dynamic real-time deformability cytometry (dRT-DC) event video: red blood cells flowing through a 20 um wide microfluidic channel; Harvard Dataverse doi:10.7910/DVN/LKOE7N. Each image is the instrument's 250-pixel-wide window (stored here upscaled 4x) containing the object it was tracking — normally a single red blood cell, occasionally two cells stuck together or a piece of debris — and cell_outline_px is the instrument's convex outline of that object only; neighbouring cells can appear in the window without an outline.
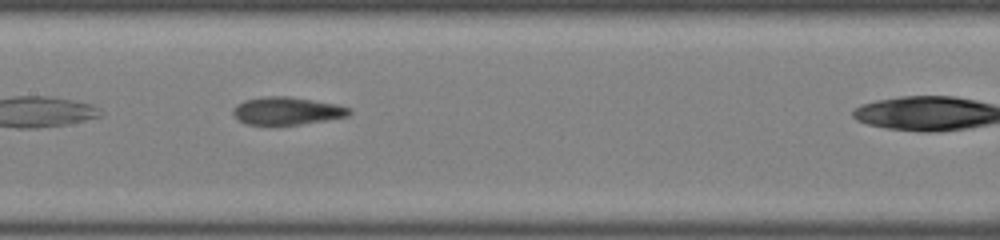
{"species": "common noctule bat (a hibernating species)", "species_latin": "Nyctalus noctula", "temperature_condition": "room temperature", "stored_images_in_passage": 16, "camera_frame_rate_fps": 3000, "um_per_image_px": 0.085, "animal": {"sex": "female", "body_mass_g": 22.0, "forearm_length_mm": 56.7}, "frame": {"image": 1, "passage_image": 12, "time_ms": 3.667, "image_size_px": [1000, 240], "cell_outline_px": [[352, 112], [348, 116], [300, 124], [244, 124], [236, 120], [232, 112], [236, 104], [244, 100], [264, 96], [288, 96], [336, 104], [352, 108]], "centroid_in_image_um": [24.36, 9.41], "position_along_channel_um": 183.0, "area_um2": 18.73}}